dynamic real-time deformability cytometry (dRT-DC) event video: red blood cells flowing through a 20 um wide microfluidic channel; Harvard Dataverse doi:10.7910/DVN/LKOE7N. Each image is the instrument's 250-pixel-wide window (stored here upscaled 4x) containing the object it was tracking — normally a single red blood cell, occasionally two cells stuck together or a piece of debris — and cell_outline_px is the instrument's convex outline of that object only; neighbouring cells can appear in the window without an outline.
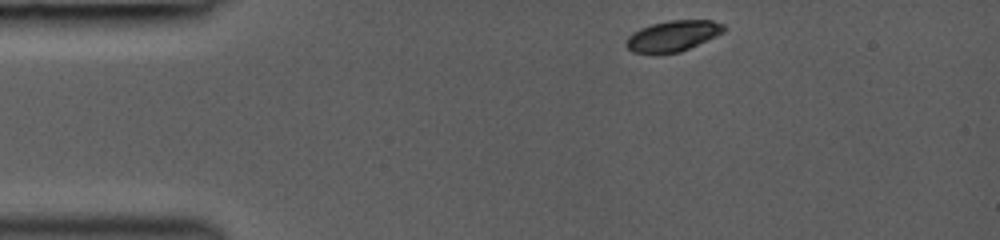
{"species": "common noctule bat (a hibernating species)", "species_latin": "Nyctalus noctula", "temperature_condition": "room temperature", "stored_images_in_passage": 36, "camera_frame_rate_fps": 3000, "um_per_image_px": 0.085, "animal": {"sex": "female", "body_mass_g": 19.0, "forearm_length_mm": 53.3}, "frame": {"image": 1, "passage_image": 1, "time_ms": 0.0, "image_size_px": [1000, 240], "cell_outline_px": [[724, 32], [680, 52], [656, 56], [632, 52], [624, 44], [628, 36], [632, 32], [640, 28], [652, 24], [668, 20], [712, 20], [724, 24]], "centroid_in_image_um": [57.12, 3.08], "position_along_channel_um": 27.9, "area_um2": 17.92}}
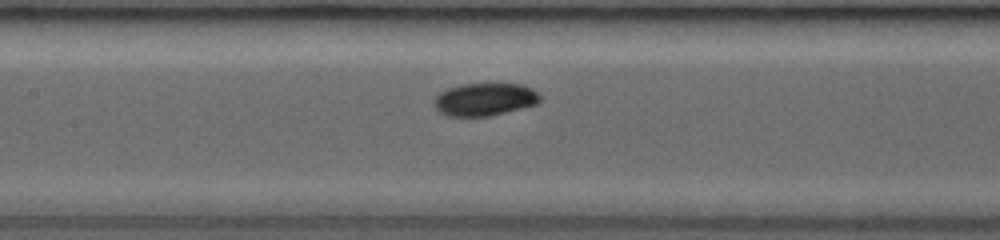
{"frame": {"image": 2, "passage_image": 15, "time_ms": 4.667, "image_size_px": [1000, 240], "cell_outline_px": [[540, 100], [536, 104], [488, 116], [448, 116], [440, 112], [432, 104], [432, 100], [440, 92], [448, 88], [460, 84], [524, 84], [532, 88], [540, 96]], "centroid_in_image_um": [41.16, 8.44], "position_along_channel_um": 166.2, "area_um2": 20.11}}
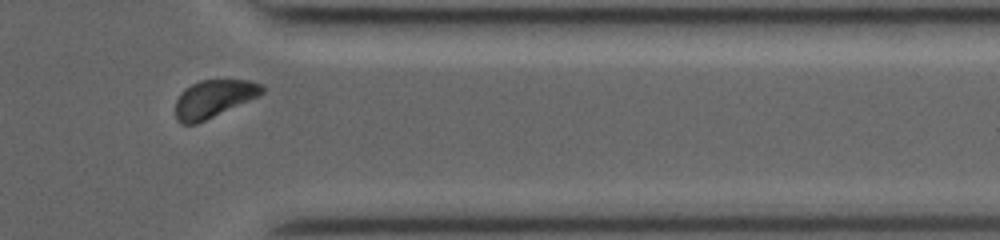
{"frame": {"image": 3, "passage_image": 31, "time_ms": 10.0, "image_size_px": [1000, 240], "cell_outline_px": [[264, 92], [248, 100], [196, 124], [180, 124], [176, 120], [176, 100], [180, 92], [184, 88], [200, 80], [248, 80], [264, 84]], "centroid_in_image_um": [18.12, 8.38], "position_along_channel_um": 393.3, "area_um2": 18.73}, "authors_computed_cell_mechanics": {"area_um2": 19.7387, "velocity_mm_per_s": 4.2606, "shape_relaxation_time_tau1_ms": 0.9975, "shape_relaxation_time_tau2_ms": null, "deformation_change_tau1": 0.0693, "deformation_change_tau2": null}}